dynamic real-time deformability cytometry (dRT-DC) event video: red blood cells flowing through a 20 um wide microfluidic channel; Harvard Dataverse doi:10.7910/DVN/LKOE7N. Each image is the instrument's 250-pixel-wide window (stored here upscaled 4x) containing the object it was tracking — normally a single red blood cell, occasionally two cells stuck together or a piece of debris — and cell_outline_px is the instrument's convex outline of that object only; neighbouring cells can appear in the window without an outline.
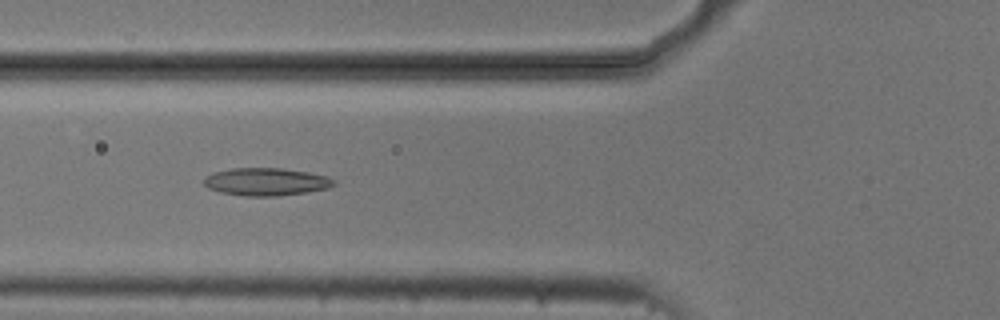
{"species": "common noctule bat (a hibernating species)", "species_latin": "Nyctalus noctula", "temperature_condition": "cold", "stored_images_in_passage": 47, "camera_frame_rate_fps": 3000, "um_per_image_px": 0.085, "animal": {"sex": "male", "body_mass_g": 20.5, "forearm_length_mm": 52.5}, "frame": {"image": 1, "passage_image": 13, "time_ms": 4.0, "image_size_px": [1000, 320], "cell_outline_px": [[336, 184], [328, 188], [308, 192], [280, 196], [244, 196], [220, 192], [208, 188], [204, 184], [204, 176], [212, 172], [232, 168], [280, 168], [308, 172], [328, 176], [336, 180]], "centroid_in_image_um": [22.62, 15.45], "position_along_channel_um": 103.2, "area_um2": 21.21}}
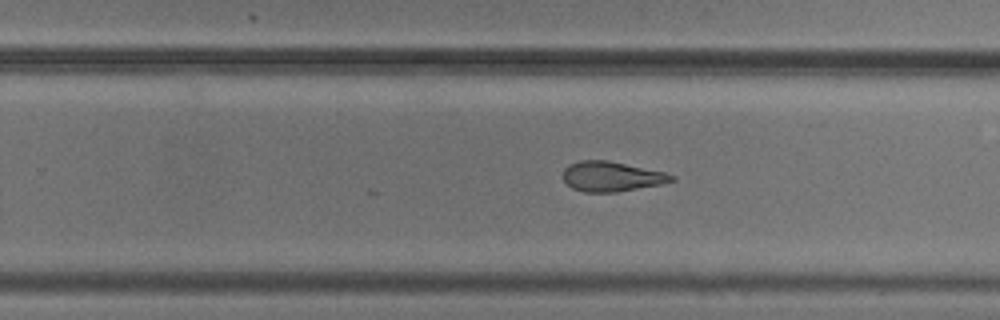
{"frame": {"image": 2, "passage_image": 27, "time_ms": 8.667, "image_size_px": [1000, 320], "cell_outline_px": [[676, 180], [660, 184], [616, 192], [584, 192], [572, 188], [564, 180], [564, 168], [568, 164], [580, 160], [608, 160], [664, 172], [676, 176]], "centroid_in_image_um": [51.97, 14.99], "position_along_channel_um": 277.8, "area_um2": 18.84}}
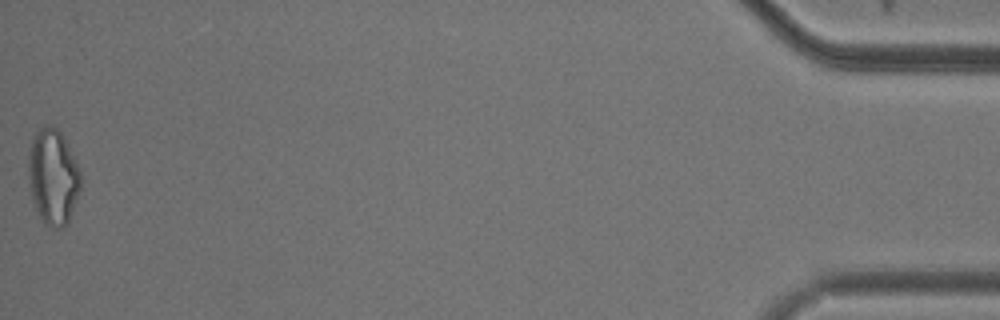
{"frame": {"image": 3, "passage_image": 47, "time_ms": 15.333, "image_size_px": [1000, 320], "cell_outline_px": [[80, 188], [68, 224], [64, 228], [56, 228], [44, 224], [32, 200], [28, 176], [28, 156], [32, 136], [36, 128], [44, 124], [48, 124], [56, 128], [64, 136], [68, 144], [80, 172]], "centroid_in_image_um": [4.48, 14.99], "position_along_channel_um": 430.7, "area_um2": 29.42}, "authors_computed_cell_mechanics": {"area_um2": 21.097, "velocity_mm_per_s": 3.7326, "shape_relaxation_time_tau1_ms": null, "shape_relaxation_time_tau2_ms": 5.7444, "deformation_change_tau1": null, "deformation_change_tau2": 0.1579}}